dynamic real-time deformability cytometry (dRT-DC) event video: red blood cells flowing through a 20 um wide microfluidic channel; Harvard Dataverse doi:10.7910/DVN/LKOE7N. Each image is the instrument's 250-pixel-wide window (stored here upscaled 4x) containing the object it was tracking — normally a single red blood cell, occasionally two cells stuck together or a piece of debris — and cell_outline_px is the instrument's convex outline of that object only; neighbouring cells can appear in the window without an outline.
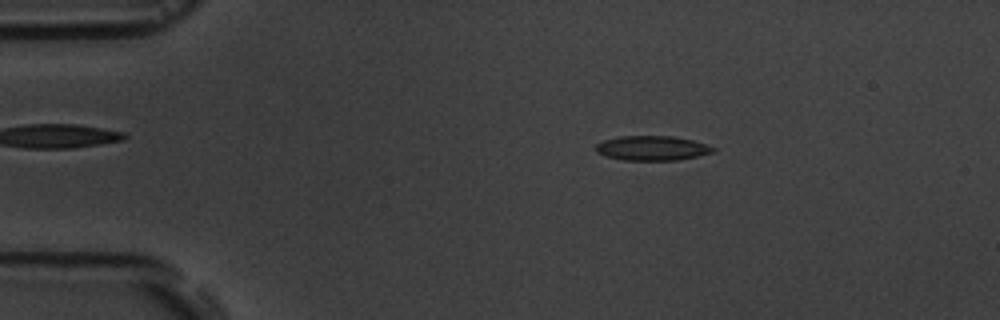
{"species": "common noctule bat (a hibernating species)", "species_latin": "Nyctalus noctula", "temperature_condition": "room temperature", "stored_images_in_passage": 8, "camera_frame_rate_fps": 3000, "um_per_image_px": 0.085, "animal": {"sex": "male", "body_mass_g": 19.5, "forearm_length_mm": 54.6}, "frame": {"image": 1, "passage_image": 3, "time_ms": 2.333, "image_size_px": [1000, 320], "cell_outline_px": [[716, 152], [700, 156], [676, 160], [624, 160], [608, 156], [596, 152], [596, 144], [604, 140], [620, 136], [672, 136], [692, 140], [716, 148]], "centroid_in_image_um": [55.46, 12.59], "position_along_channel_um": 29.5, "area_um2": 16.76}}
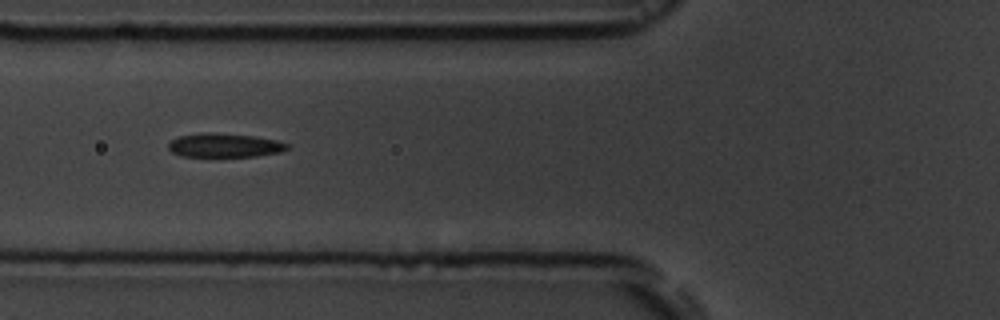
{"frame": {"image": 2, "passage_image": 6, "time_ms": 6.0, "image_size_px": [1000, 320], "cell_outline_px": [[292, 144], [288, 148], [280, 152], [256, 156], [180, 156], [172, 152], [168, 148], [168, 144], [172, 140], [180, 136], [204, 132], [208, 132], [256, 136], [276, 140]], "centroid_in_image_um": [19.11, 12.34], "position_along_channel_um": 106.7, "area_um2": 16.53}}
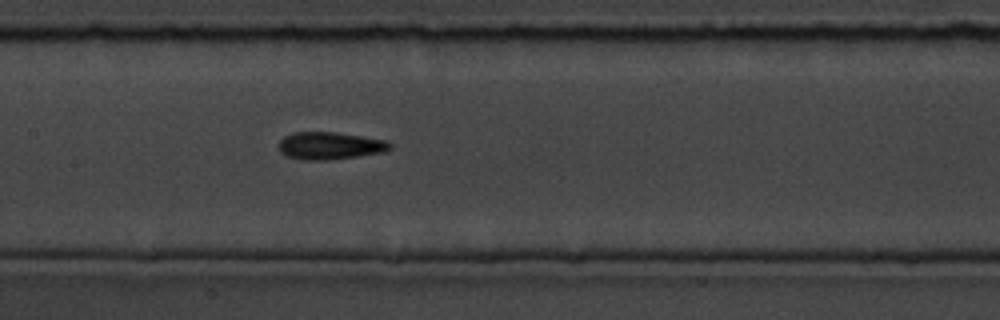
{"frame": {"image": 3, "passage_image": 8, "time_ms": 8.0, "image_size_px": [1000, 320], "cell_outline_px": [[392, 148], [384, 152], [356, 156], [324, 160], [304, 160], [284, 156], [280, 152], [280, 140], [284, 136], [292, 132], [336, 132], [384, 140], [392, 144]], "centroid_in_image_um": [28.01, 12.38], "position_along_channel_um": 179.4, "area_um2": 17.69}}